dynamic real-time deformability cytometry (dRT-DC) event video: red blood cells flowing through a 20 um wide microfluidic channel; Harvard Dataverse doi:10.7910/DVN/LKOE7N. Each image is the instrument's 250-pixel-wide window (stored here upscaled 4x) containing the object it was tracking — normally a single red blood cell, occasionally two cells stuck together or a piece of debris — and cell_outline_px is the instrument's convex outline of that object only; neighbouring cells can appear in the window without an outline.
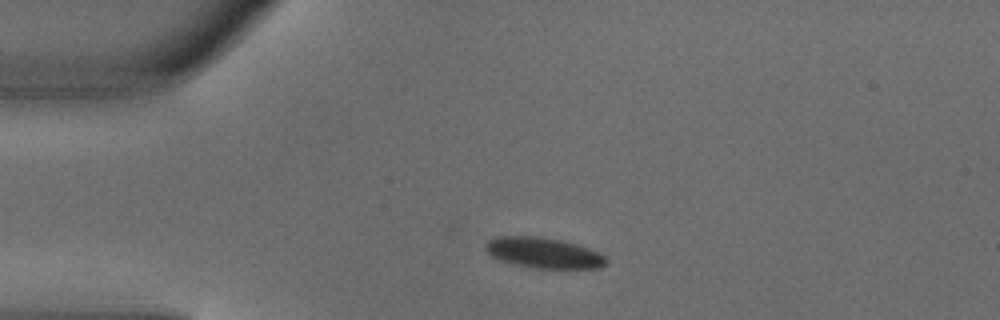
{"species": "common noctule bat (a hibernating species)", "species_latin": "Nyctalus noctula", "temperature_condition": "warm", "stored_images_in_passage": 2, "camera_frame_rate_fps": 3000, "um_per_image_px": 0.085, "animal": {"sex": "male", "body_mass_g": 18.8}, "frame": {"image": 1, "passage_image": 1, "time_ms": 0.0, "image_size_px": [1000, 320], "cell_outline_px": [[608, 264], [600, 268], [532, 268], [512, 264], [500, 260], [492, 256], [484, 248], [484, 244], [488, 240], [496, 236], [536, 236], [560, 240], [576, 244], [600, 252], [608, 260]], "centroid_in_image_um": [46.2, 21.49], "position_along_channel_um": 38.8, "area_um2": 21.68}}